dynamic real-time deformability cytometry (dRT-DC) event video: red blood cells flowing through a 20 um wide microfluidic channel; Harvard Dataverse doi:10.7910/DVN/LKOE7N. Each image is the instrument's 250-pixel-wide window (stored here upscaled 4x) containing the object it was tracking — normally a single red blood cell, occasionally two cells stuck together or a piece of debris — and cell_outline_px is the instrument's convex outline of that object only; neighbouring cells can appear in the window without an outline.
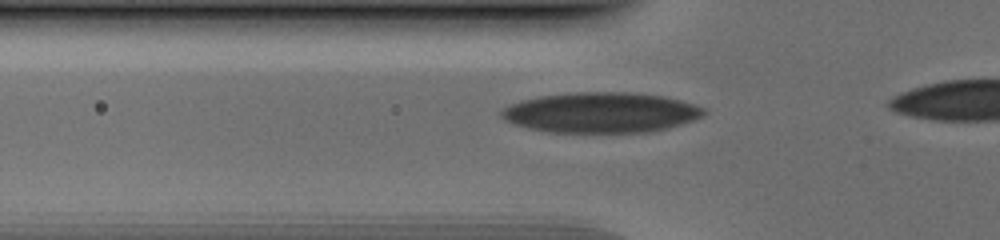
{"species": "human", "species_latin": "Homo sapiens", "temperature_condition": "cold", "stored_images_in_passage": 30, "camera_frame_rate_fps": 3000, "um_per_image_px": 0.085, "donor": {"sex": "male"}, "frame": {"image": 1, "passage_image": 4, "time_ms": 1.0, "image_size_px": [1000, 240], "cell_outline_px": [[708, 112], [704, 116], [668, 128], [648, 132], [548, 132], [528, 128], [512, 124], [504, 120], [500, 116], [500, 112], [508, 104], [520, 100], [540, 96], [576, 92], [632, 92], [664, 96], [696, 104], [708, 108]], "centroid_in_image_um": [51.09, 9.56], "position_along_channel_um": 74.7, "area_um2": 48.03}}
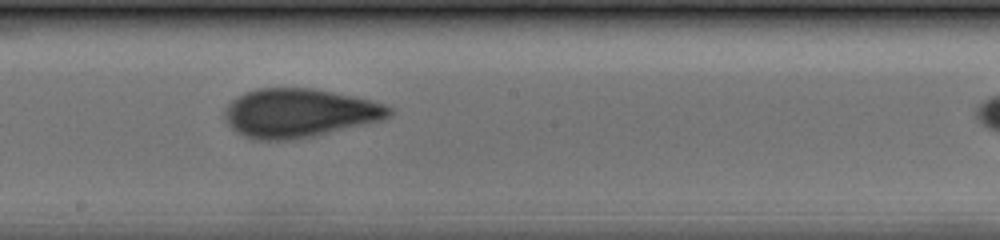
{"frame": {"image": 2, "passage_image": 15, "time_ms": 4.667, "image_size_px": [1000, 240], "cell_outline_px": [[392, 116], [384, 120], [312, 136], [292, 140], [252, 140], [236, 132], [224, 120], [224, 108], [236, 96], [244, 92], [256, 88], [312, 88], [372, 100], [384, 104], [392, 108]], "centroid_in_image_um": [25.41, 9.61], "position_along_channel_um": 222.8, "area_um2": 47.05}}
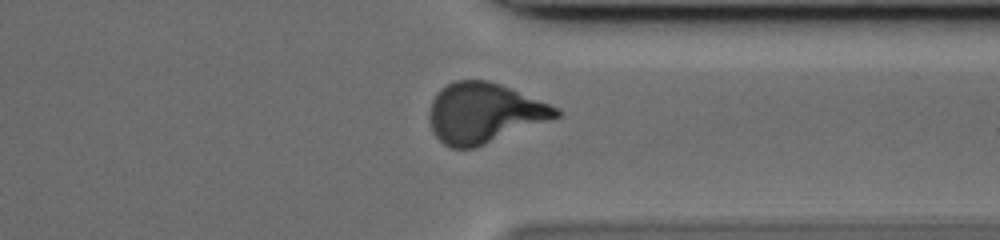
{"frame": {"image": 3, "passage_image": 26, "time_ms": 8.333, "image_size_px": [1000, 240], "cell_outline_px": [[564, 112], [560, 116], [476, 148], [452, 148], [444, 144], [432, 132], [428, 120], [428, 112], [432, 100], [436, 92], [440, 88], [456, 80], [488, 80], [500, 84], [560, 108]], "centroid_in_image_um": [41.13, 9.61], "position_along_channel_um": 370.3, "area_um2": 44.56}}